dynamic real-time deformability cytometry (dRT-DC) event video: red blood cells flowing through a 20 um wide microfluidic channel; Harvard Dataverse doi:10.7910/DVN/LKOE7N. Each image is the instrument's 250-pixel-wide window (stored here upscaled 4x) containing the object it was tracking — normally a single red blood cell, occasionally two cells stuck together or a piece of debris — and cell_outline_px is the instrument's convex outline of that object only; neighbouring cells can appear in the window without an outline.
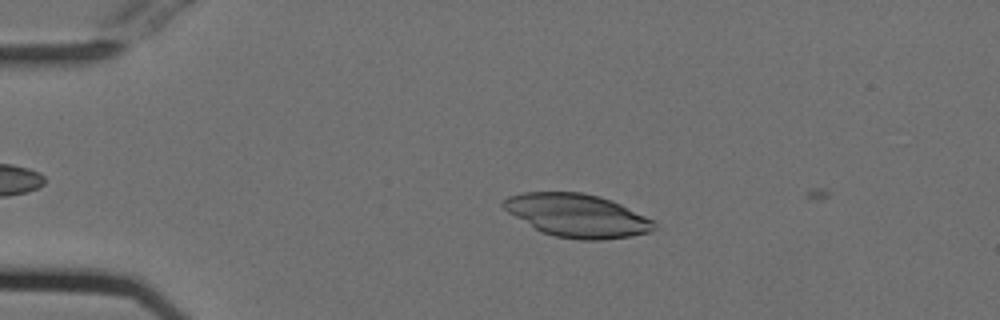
{"species": "Egyptian fruit bat (a non-hibernating species)", "species_latin": "Rousettus aegyptiacus", "temperature_condition": "cold", "stored_images_in_passage": 12, "camera_frame_rate_fps": 3000, "um_per_image_px": 0.085, "animal": {"sex": "female"}, "frame": {"image": 1, "passage_image": 11, "time_ms": 3.333, "image_size_px": [1000, 320], "cell_outline_px": [[656, 228], [648, 232], [628, 236], [600, 240], [580, 240], [556, 236], [544, 232], [536, 228], [508, 212], [500, 204], [500, 200], [508, 196], [524, 192], [580, 192], [600, 196], [612, 200], [652, 220], [656, 224]], "centroid_in_image_um": [49.03, 18.3], "position_along_channel_um": 36.0, "area_um2": 37.45}}